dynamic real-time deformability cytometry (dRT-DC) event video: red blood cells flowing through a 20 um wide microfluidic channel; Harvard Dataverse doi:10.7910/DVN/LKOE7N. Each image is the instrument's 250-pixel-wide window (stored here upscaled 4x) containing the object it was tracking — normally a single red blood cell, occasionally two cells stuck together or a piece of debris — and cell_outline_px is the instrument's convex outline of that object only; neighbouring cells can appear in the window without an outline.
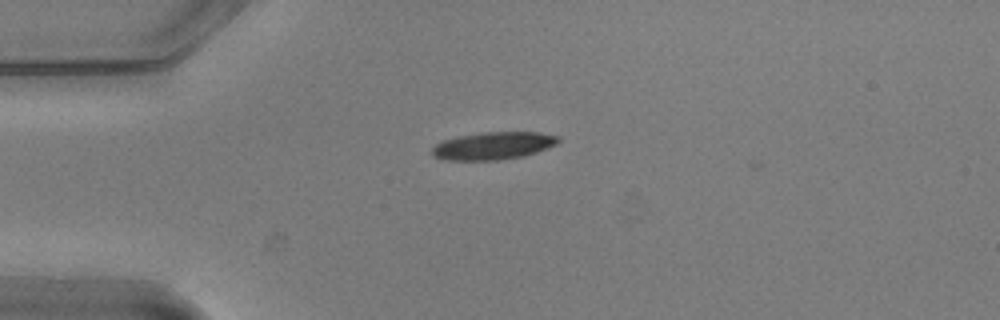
{"species": "common noctule bat (a hibernating species)", "species_latin": "Nyctalus noctula", "temperature_condition": "warm", "stored_images_in_passage": 36, "camera_frame_rate_fps": 3000, "um_per_image_px": 0.085, "animal": {"sex": "male", "body_mass_g": 20.5, "forearm_length_mm": 52.5}, "frame": {"image": 1, "passage_image": 1, "time_ms": 0.0, "image_size_px": [1000, 320], "cell_outline_px": [[560, 140], [556, 144], [548, 148], [524, 156], [500, 160], [444, 160], [432, 156], [432, 148], [440, 140], [460, 136], [484, 132], [540, 132], [560, 136]], "centroid_in_image_um": [41.92, 12.39], "position_along_channel_um": 43.1, "area_um2": 20.46}}
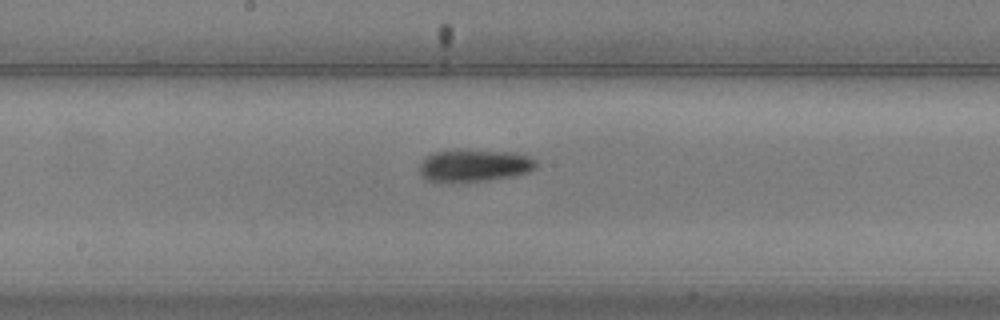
{"frame": {"image": 2, "passage_image": 16, "time_ms": 5.0, "image_size_px": [1000, 320], "cell_outline_px": [[536, 168], [528, 172], [516, 176], [488, 180], [452, 184], [444, 184], [428, 180], [420, 176], [420, 164], [424, 156], [432, 152], [452, 148], [460, 148], [516, 152], [528, 156], [536, 160]], "centroid_in_image_um": [40.25, 14.06], "position_along_channel_um": 208.0, "area_um2": 23.29}}
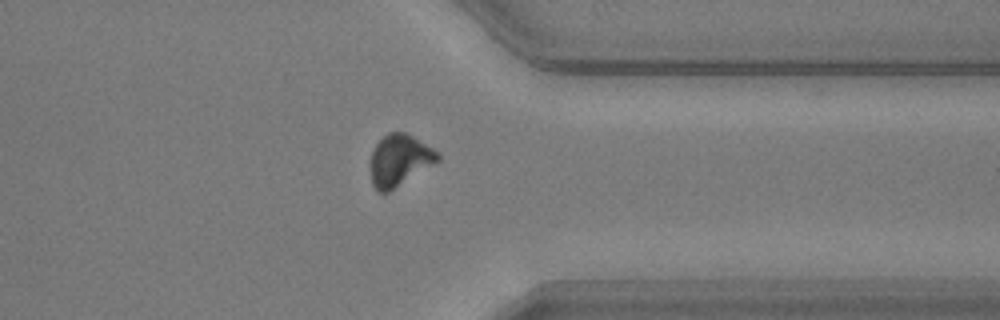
{"frame": {"image": 3, "passage_image": 30, "time_ms": 9.667, "image_size_px": [1000, 320], "cell_outline_px": [[440, 160], [388, 192], [380, 192], [372, 184], [372, 152], [376, 144], [388, 132], [404, 132], [412, 136], [440, 152]], "centroid_in_image_um": [33.99, 13.6], "position_along_channel_um": 377.4, "area_um2": 19.71}, "authors_computed_cell_mechanics": {"area_um2": 21.2704, "velocity_mm_per_s": 3.7497, "shape_relaxation_time_tau1_ms": 4.3403, "shape_relaxation_time_tau2_ms": null, "deformation_change_tau1": 0.1347, "deformation_change_tau2": null}}